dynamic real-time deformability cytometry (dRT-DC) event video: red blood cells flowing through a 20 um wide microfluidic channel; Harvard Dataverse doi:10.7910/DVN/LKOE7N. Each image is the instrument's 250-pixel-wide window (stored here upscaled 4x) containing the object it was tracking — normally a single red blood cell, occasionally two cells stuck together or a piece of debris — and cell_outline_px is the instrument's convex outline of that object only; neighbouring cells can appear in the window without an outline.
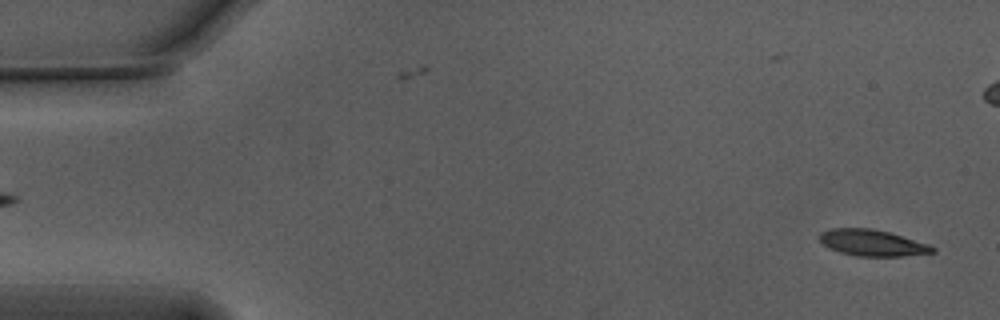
{"species": "Egyptian fruit bat (a non-hibernating species)", "species_latin": "Rousettus aegyptiacus", "temperature_condition": "warm", "stored_images_in_passage": 55, "camera_frame_rate_fps": 3000, "um_per_image_px": 0.085, "animal": {"sex": "male"}, "frame": {"image": 1, "passage_image": 2, "time_ms": 0.333, "image_size_px": [1000, 320], "cell_outline_px": [[936, 252], [904, 256], [856, 256], [840, 252], [828, 248], [820, 240], [820, 232], [832, 228], [872, 228], [888, 232], [928, 244], [936, 248]], "centroid_in_image_um": [74.14, 20.64], "position_along_channel_um": 10.9, "area_um2": 17.22}}
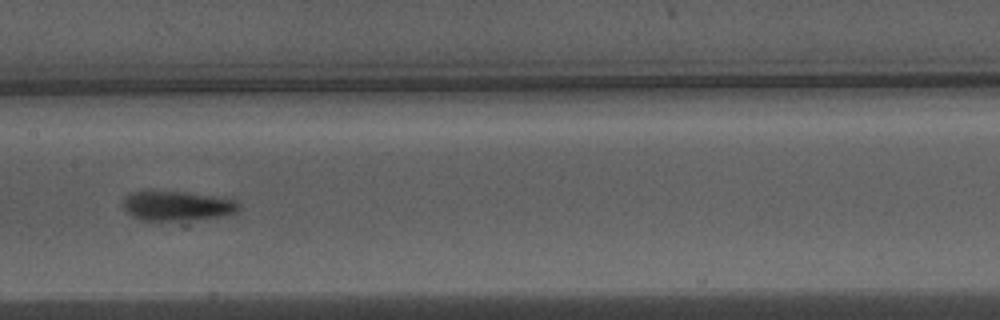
{"frame": {"image": 2, "passage_image": 27, "time_ms": 8.667, "image_size_px": [1000, 320], "cell_outline_px": [[240, 208], [236, 212], [224, 216], [176, 220], [140, 220], [128, 212], [124, 208], [124, 200], [132, 192], [148, 188], [184, 192], [232, 200], [240, 204]], "centroid_in_image_um": [14.99, 17.46], "position_along_channel_um": 192.4, "area_um2": 19.88}}
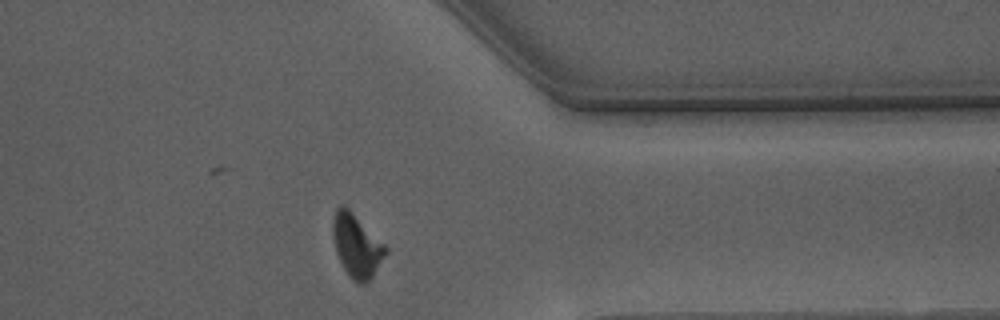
{"frame": {"image": 3, "passage_image": 43, "time_ms": 14.0, "image_size_px": [1000, 320], "cell_outline_px": [[388, 252], [372, 276], [364, 284], [360, 284], [352, 280], [344, 268], [336, 252], [332, 232], [332, 220], [336, 208], [344, 204], [388, 248]], "centroid_in_image_um": [30.3, 20.88], "position_along_channel_um": 381.1, "area_um2": 19.13}, "authors_computed_cell_mechanics": {"area_um2": 18.4382, "velocity_mm_per_s": 3.744, "shape_relaxation_time_tau1_ms": 3.8748, "shape_relaxation_time_tau2_ms": 2.3723, "deformation_change_tau1": 0.1629, "deformation_change_tau2": 0.1057}}